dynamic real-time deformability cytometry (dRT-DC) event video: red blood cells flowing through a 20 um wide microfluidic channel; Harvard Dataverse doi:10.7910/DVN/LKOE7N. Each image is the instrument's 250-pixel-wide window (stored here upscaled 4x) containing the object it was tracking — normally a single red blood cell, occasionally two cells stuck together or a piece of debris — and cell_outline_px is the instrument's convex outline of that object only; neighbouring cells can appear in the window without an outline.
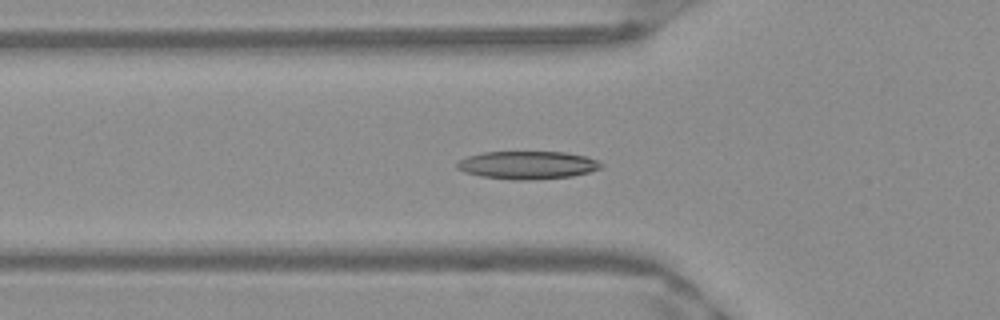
{"species": "Egyptian fruit bat (a non-hibernating species)", "species_latin": "Rousettus aegyptiacus", "temperature_condition": "warm", "stored_images_in_passage": 41, "camera_frame_rate_fps": 3000, "um_per_image_px": 0.085, "frame": {"image": 1, "passage_image": 6, "time_ms": 1.667, "image_size_px": [1000, 320], "cell_outline_px": [[604, 164], [600, 168], [588, 172], [572, 176], [528, 180], [512, 180], [480, 176], [464, 172], [456, 168], [456, 164], [460, 160], [468, 156], [484, 152], [564, 152], [584, 156], [596, 160]], "centroid_in_image_um": [44.81, 14.03], "position_along_channel_um": 81.0, "area_um2": 23.35}}
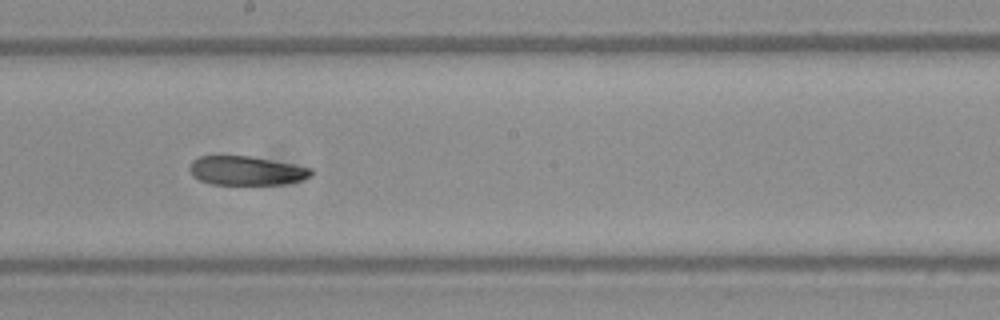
{"frame": {"image": 2, "passage_image": 17, "time_ms": 5.333, "image_size_px": [1000, 320], "cell_outline_px": [[312, 176], [300, 180], [284, 184], [212, 184], [200, 180], [192, 176], [188, 168], [192, 160], [200, 156], [248, 156], [292, 164], [312, 168]], "centroid_in_image_um": [20.91, 14.51], "position_along_channel_um": 227.3, "area_um2": 20.4}}
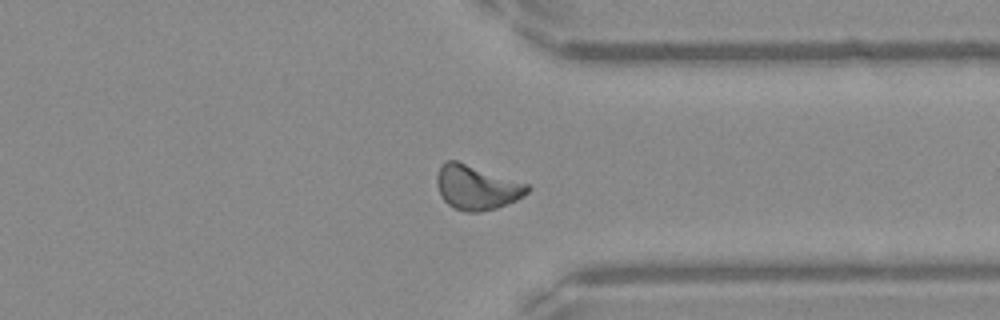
{"frame": {"image": 3, "passage_image": 28, "time_ms": 9.0, "image_size_px": [1000, 320], "cell_outline_px": [[532, 188], [524, 196], [516, 200], [496, 208], [480, 212], [468, 212], [452, 208], [444, 200], [436, 184], [436, 176], [440, 168], [448, 160], [456, 160], [528, 184]], "centroid_in_image_um": [40.52, 15.94], "position_along_channel_um": 370.9, "area_um2": 23.29}, "authors_computed_cell_mechanics": {"area_um2": 22.3108, "velocity_mm_per_s": 3.9674, "shape_relaxation_time_tau1_ms": 10.3698, "shape_relaxation_time_tau2_ms": 6.9535, "deformation_change_tau1": 0.2114, "deformation_change_tau2": 0.1523}}